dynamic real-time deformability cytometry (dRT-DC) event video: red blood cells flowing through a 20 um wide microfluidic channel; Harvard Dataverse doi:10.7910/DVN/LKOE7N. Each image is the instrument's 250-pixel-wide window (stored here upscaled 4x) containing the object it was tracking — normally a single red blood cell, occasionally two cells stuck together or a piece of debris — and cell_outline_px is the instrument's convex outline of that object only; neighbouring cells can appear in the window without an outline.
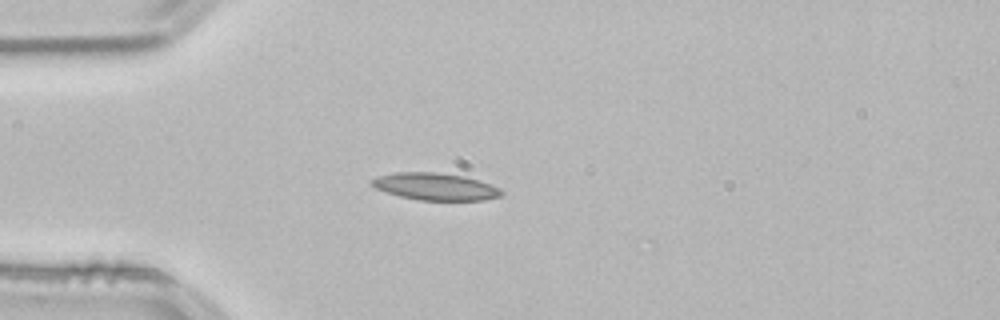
{"species": "common noctule bat (a hibernating species)", "species_latin": "Nyctalus noctula", "temperature_condition": "room temperature", "stored_images_in_passage": 40, "camera_frame_rate_fps": 3000, "um_per_image_px": 0.085, "animal": {"sex": "male", "body_mass_g": 21.5, "forearm_length_mm": 52.0}, "frame": {"image": 1, "passage_image": 1, "time_ms": 0.0, "image_size_px": [1000, 320], "cell_outline_px": [[504, 192], [500, 196], [484, 200], [420, 200], [400, 196], [376, 188], [368, 180], [376, 176], [396, 172], [436, 172], [464, 176], [480, 180], [500, 188]], "centroid_in_image_um": [37.01, 15.85], "position_along_channel_um": 48.0, "area_um2": 20.52}}
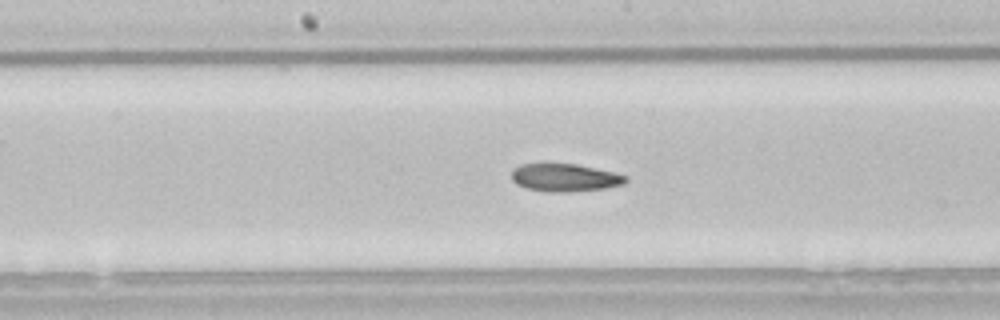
{"frame": {"image": 2, "passage_image": 14, "time_ms": 4.333, "image_size_px": [1000, 320], "cell_outline_px": [[628, 180], [624, 184], [604, 188], [568, 192], [548, 192], [528, 188], [516, 184], [512, 180], [512, 172], [520, 164], [576, 164], [612, 172], [628, 176]], "centroid_in_image_um": [48.02, 15.1], "position_along_channel_um": 200.2, "area_um2": 18.26}}
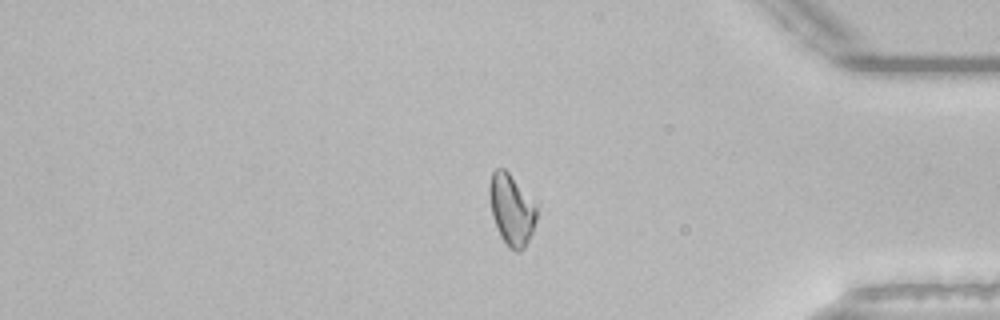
{"frame": {"image": 3, "passage_image": 31, "time_ms": 10.0, "image_size_px": [1000, 320], "cell_outline_px": [[536, 220], [532, 232], [524, 248], [520, 252], [516, 252], [508, 248], [500, 236], [492, 216], [488, 192], [488, 184], [492, 172], [496, 168], [504, 168], [508, 172], [536, 208]], "centroid_in_image_um": [43.42, 17.86], "position_along_channel_um": 391.8, "area_um2": 19.19}, "authors_computed_cell_mechanics": {"area_um2": 18.8717, "velocity_mm_per_s": 3.8317, "shape_relaxation_time_tau1_ms": null, "shape_relaxation_time_tau2_ms": 4.5432, "deformation_change_tau1": null, "deformation_change_tau2": 0.1184}}